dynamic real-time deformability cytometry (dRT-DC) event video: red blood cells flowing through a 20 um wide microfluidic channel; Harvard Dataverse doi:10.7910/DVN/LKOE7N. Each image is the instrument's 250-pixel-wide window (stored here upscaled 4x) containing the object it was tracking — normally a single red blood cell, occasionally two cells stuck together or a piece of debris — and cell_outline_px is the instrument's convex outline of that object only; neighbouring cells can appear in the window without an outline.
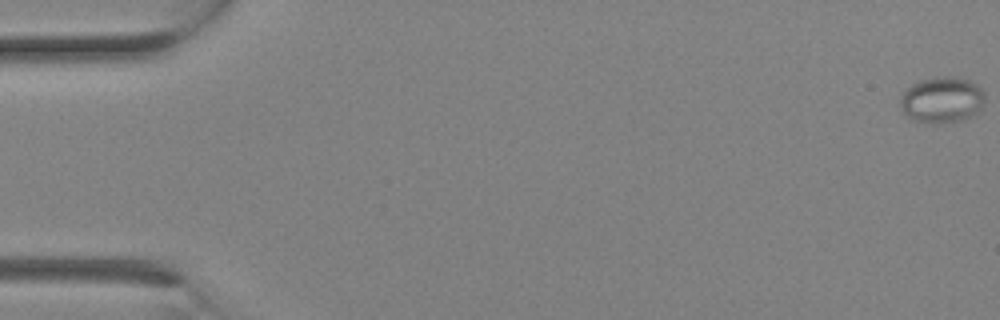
{"species": "Egyptian fruit bat (a non-hibernating species)", "species_latin": "Rousettus aegyptiacus", "temperature_condition": "room temperature", "stored_images_in_passage": 10, "camera_frame_rate_fps": 3000, "um_per_image_px": 0.085, "animal": {"sex": "female"}, "frame": {"image": 1, "passage_image": 1, "time_ms": 0.0, "image_size_px": [1000, 320], "cell_outline_px": [[984, 100], [976, 116], [964, 120], [940, 124], [928, 124], [912, 120], [900, 108], [900, 92], [912, 84], [920, 80], [936, 76], [960, 76], [972, 80], [984, 92]], "centroid_in_image_um": [80.06, 8.49], "position_along_channel_um": 4.9, "area_um2": 23.58}}
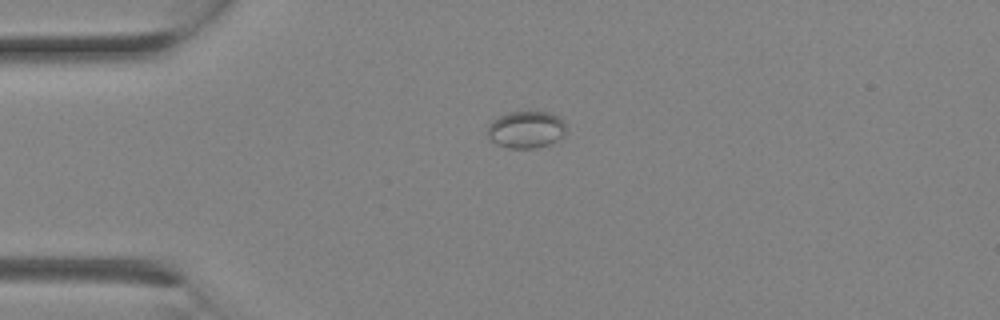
{"frame": {"image": 2, "passage_image": 7, "time_ms": 2.0, "image_size_px": [1000, 320], "cell_outline_px": [[564, 136], [548, 144], [536, 148], [508, 148], [496, 144], [488, 140], [488, 124], [492, 120], [508, 112], [548, 112], [560, 116], [564, 120]], "centroid_in_image_um": [44.69, 11.01], "position_along_channel_um": 40.3, "area_um2": 17.05}}
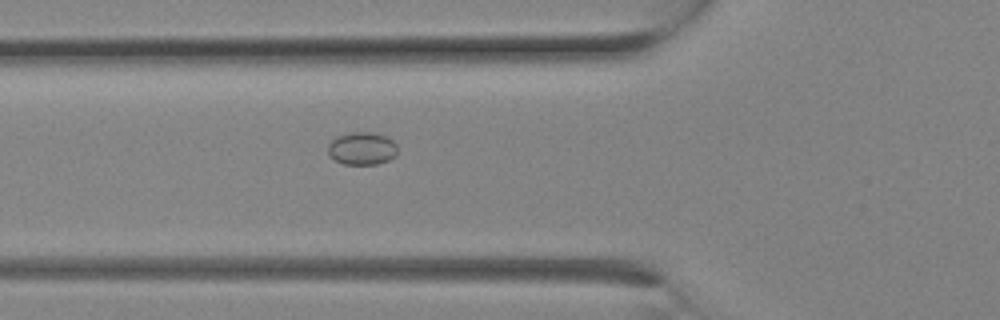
{"frame": {"image": 3, "passage_image": 10, "time_ms": 3.0, "image_size_px": [1000, 320], "cell_outline_px": [[396, 156], [388, 160], [376, 164], [344, 164], [328, 156], [328, 144], [336, 136], [348, 132], [372, 132], [388, 136], [396, 144]], "centroid_in_image_um": [30.76, 12.6], "position_along_channel_um": 95.0, "area_um2": 13.41}}